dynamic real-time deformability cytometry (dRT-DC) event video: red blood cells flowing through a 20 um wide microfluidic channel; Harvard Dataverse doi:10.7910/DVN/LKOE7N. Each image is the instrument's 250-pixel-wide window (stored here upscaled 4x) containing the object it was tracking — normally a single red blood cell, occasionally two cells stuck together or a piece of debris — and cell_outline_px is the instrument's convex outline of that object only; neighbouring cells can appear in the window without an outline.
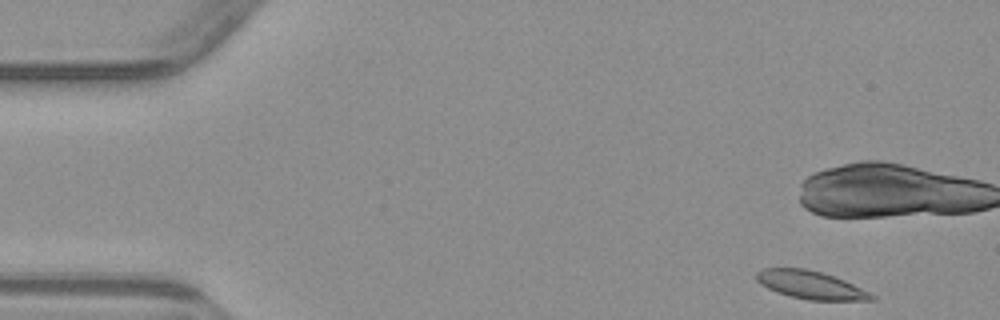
{"species": "common noctule bat (a hibernating species)", "species_latin": "Nyctalus noctula", "temperature_condition": "warm", "stored_images_in_passage": 6, "camera_frame_rate_fps": 3000, "um_per_image_px": 0.085, "animal": {"sex": "male", "body_mass_g": 23.1, "forearm_length_mm": 52.7}, "frame": {"image": 1, "passage_image": 1, "time_ms": 0.0, "image_size_px": [1000, 320], "cell_outline_px": [[876, 300], [808, 300], [776, 292], [760, 284], [756, 280], [756, 272], [760, 268], [804, 268], [820, 272], [844, 280], [876, 296]], "centroid_in_image_um": [68.86, 24.21], "position_along_channel_um": 16.1, "area_um2": 18.61}}
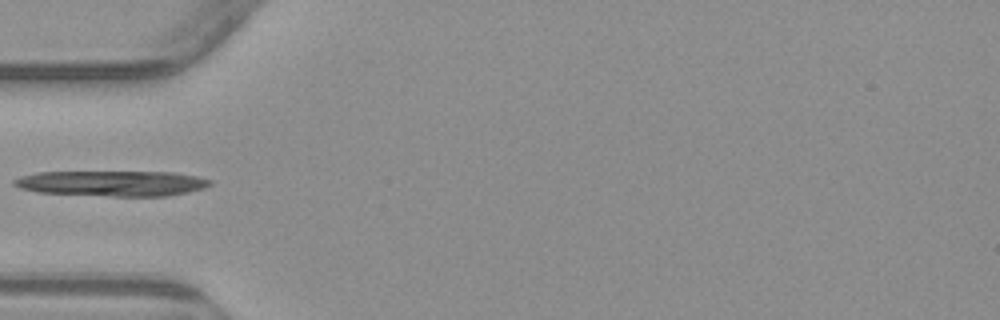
{"frame": {"image": 2, "passage_image": 6, "time_ms": 6.0, "image_size_px": [1000, 320], "cell_outline_px": [[212, 184], [204, 188], [188, 192], [168, 196], [112, 196], [36, 192], [20, 188], [12, 184], [12, 180], [36, 172], [172, 172], [196, 176], [212, 180]], "centroid_in_image_um": [9.55, 15.58], "position_along_channel_um": 75.5, "area_um2": 29.02}}